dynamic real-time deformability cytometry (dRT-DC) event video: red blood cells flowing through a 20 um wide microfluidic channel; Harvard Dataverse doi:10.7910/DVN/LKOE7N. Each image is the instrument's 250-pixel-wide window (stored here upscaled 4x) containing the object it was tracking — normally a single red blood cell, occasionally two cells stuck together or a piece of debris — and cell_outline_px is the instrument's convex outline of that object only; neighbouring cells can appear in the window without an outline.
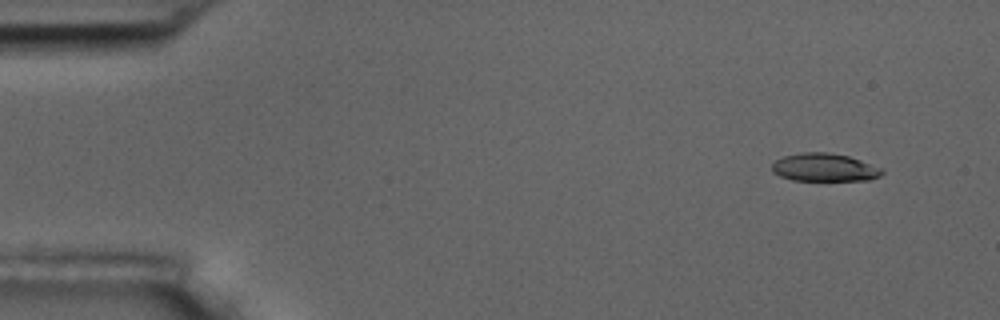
{"species": "common noctule bat (a hibernating species)", "species_latin": "Nyctalus noctula", "temperature_condition": "room temperature", "stored_images_in_passage": 5, "camera_frame_rate_fps": 3000, "um_per_image_px": 0.085, "animal": {"sex": "male", "body_mass_g": 17.5, "forearm_length_mm": 52.3}, "frame": {"image": 1, "passage_image": 1, "time_ms": 0.0, "image_size_px": [1000, 320], "cell_outline_px": [[884, 172], [880, 176], [868, 180], [792, 180], [780, 176], [772, 172], [772, 164], [776, 160], [784, 156], [800, 152], [828, 152], [848, 156], [884, 168]], "centroid_in_image_um": [70.09, 14.23], "position_along_channel_um": 14.9, "area_um2": 18.03}}
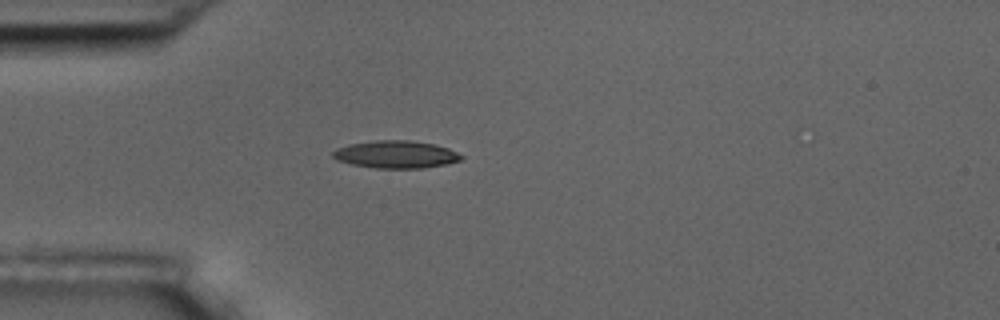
{"frame": {"image": 2, "passage_image": 4, "time_ms": 3.667, "image_size_px": [1000, 320], "cell_outline_px": [[464, 156], [460, 160], [444, 164], [420, 168], [376, 168], [352, 164], [336, 160], [332, 156], [332, 152], [336, 148], [348, 144], [376, 140], [412, 140], [436, 144], [448, 148]], "centroid_in_image_um": [33.62, 13.11], "position_along_channel_um": 51.4, "area_um2": 20.58}}